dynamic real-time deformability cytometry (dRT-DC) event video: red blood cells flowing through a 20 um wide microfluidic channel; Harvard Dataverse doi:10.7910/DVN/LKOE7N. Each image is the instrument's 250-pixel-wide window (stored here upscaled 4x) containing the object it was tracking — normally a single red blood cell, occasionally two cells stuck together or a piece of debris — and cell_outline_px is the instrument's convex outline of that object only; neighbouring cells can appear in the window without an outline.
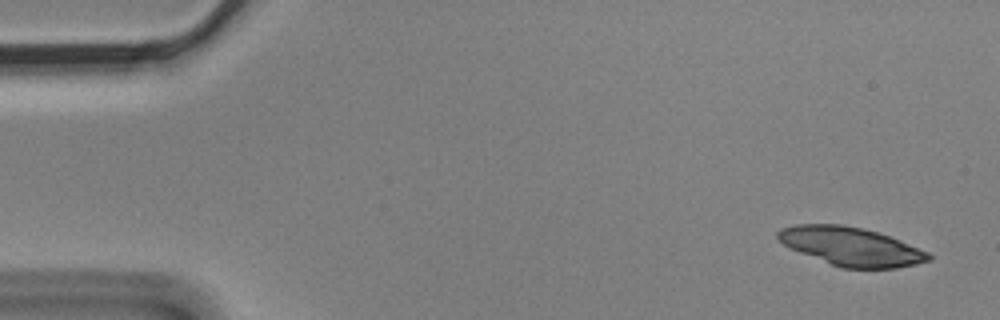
{"species": "Egyptian fruit bat (a non-hibernating species)", "species_latin": "Rousettus aegyptiacus", "temperature_condition": "cold", "stored_images_in_passage": 5, "camera_frame_rate_fps": 3000, "um_per_image_px": 0.085, "animal": {"sex": "male"}, "frame": {"image": 1, "passage_image": 1, "time_ms": 0.0, "image_size_px": [1000, 320], "cell_outline_px": [[932, 260], [916, 264], [896, 268], [840, 268], [800, 252], [784, 244], [776, 236], [776, 232], [780, 228], [796, 224], [840, 224], [864, 228], [900, 240], [928, 252], [932, 256]], "centroid_in_image_um": [72.34, 20.94], "position_along_channel_um": 12.7, "area_um2": 33.7}}